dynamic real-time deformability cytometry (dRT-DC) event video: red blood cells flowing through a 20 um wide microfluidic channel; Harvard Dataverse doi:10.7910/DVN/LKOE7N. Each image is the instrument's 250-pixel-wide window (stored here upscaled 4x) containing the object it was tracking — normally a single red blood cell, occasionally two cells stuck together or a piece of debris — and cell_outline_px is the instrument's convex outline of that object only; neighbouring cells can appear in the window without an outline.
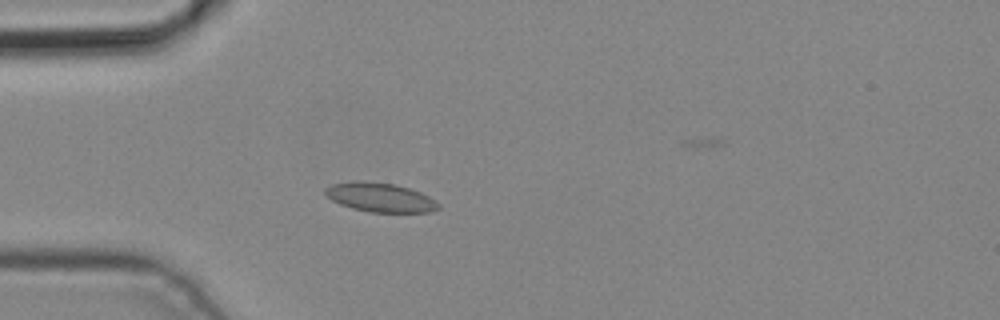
{"species": "common noctule bat (a hibernating species)", "species_latin": "Nyctalus noctula", "temperature_condition": "cold", "stored_images_in_passage": 3, "camera_frame_rate_fps": 3000, "um_per_image_px": 0.085, "animal": {"sex": "male", "body_mass_g": 19.2, "forearm_length_mm": 51.8}, "frame": {"image": 1, "passage_image": 3, "time_ms": 0.667, "image_size_px": [1000, 320], "cell_outline_px": [[440, 208], [432, 212], [368, 212], [352, 208], [340, 204], [332, 200], [324, 192], [324, 188], [332, 184], [356, 180], [360, 180], [396, 184], [420, 192], [436, 200], [440, 204]], "centroid_in_image_um": [32.33, 16.77], "position_along_channel_um": 52.7, "area_um2": 19.36}}